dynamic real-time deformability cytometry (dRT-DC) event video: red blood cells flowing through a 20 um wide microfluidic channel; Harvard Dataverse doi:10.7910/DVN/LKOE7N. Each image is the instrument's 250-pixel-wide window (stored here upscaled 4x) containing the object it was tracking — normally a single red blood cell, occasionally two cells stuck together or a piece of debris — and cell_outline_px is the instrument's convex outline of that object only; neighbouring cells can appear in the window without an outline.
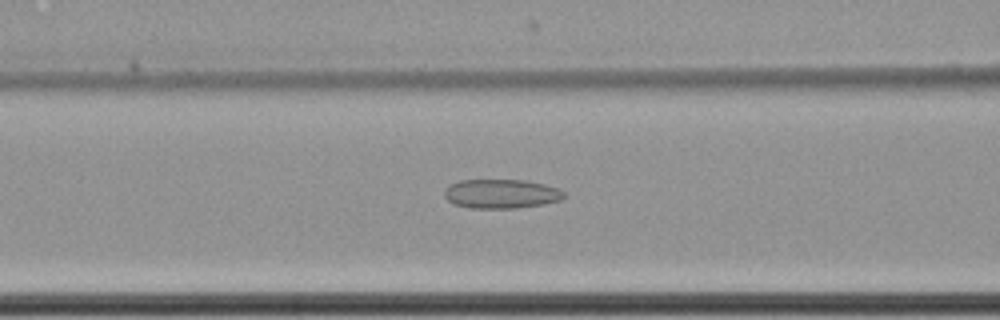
{"species": "common noctule bat (a hibernating species)", "species_latin": "Nyctalus noctula", "temperature_condition": "cold", "stored_images_in_passage": 61, "camera_frame_rate_fps": 3000, "um_per_image_px": 0.085, "animal": {"sex": "female", "body_mass_g": 22.7, "forearm_length_mm": 54.2}, "frame": {"image": 1, "passage_image": 27, "time_ms": 8.667, "image_size_px": [1000, 320], "cell_outline_px": [[564, 196], [560, 200], [544, 204], [516, 208], [468, 208], [452, 204], [444, 196], [444, 188], [460, 180], [524, 180], [544, 184], [556, 188], [564, 192]], "centroid_in_image_um": [42.56, 16.48], "position_along_channel_um": 124.0, "area_um2": 20.35}}
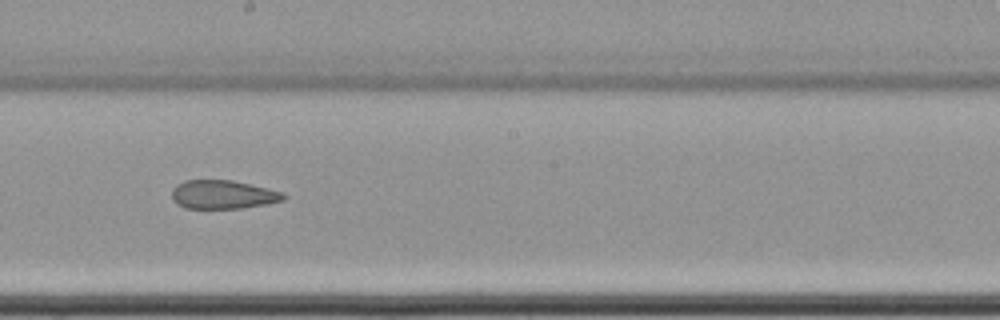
{"frame": {"image": 2, "passage_image": 36, "time_ms": 11.667, "image_size_px": [1000, 320], "cell_outline_px": [[288, 196], [284, 200], [268, 204], [240, 208], [184, 208], [176, 204], [172, 200], [172, 188], [176, 184], [184, 180], [232, 180], [268, 188], [284, 192]], "centroid_in_image_um": [18.95, 16.53], "position_along_channel_um": 229.2, "area_um2": 18.9}}
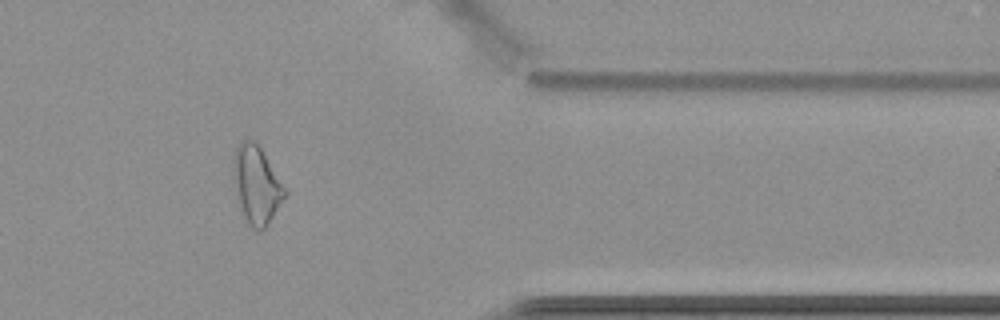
{"frame": {"image": 3, "passage_image": 51, "time_ms": 16.667, "image_size_px": [1000, 320], "cell_outline_px": [[288, 192], [268, 224], [260, 232], [252, 228], [248, 224], [240, 208], [232, 184], [232, 160], [236, 148], [240, 140], [256, 140]], "centroid_in_image_um": [21.76, 15.69], "position_along_channel_um": 389.6, "area_um2": 23.7}, "authors_computed_cell_mechanics": {"area_um2": 23.987, "velocity_mm_per_s": 3.512, "shape_relaxation_time_tau1_ms": null, "shape_relaxation_time_tau2_ms": 4.9342, "deformation_change_tau1": null, "deformation_change_tau2": 0.1365}}